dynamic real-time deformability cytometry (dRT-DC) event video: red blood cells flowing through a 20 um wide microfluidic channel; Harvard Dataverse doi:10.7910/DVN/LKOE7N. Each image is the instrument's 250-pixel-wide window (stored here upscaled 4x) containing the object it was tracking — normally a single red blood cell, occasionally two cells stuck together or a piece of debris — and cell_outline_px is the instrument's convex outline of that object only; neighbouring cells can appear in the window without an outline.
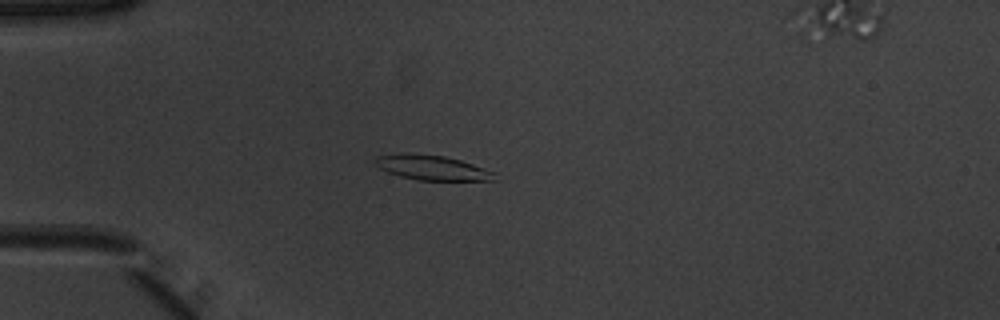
{"species": "common noctule bat (a hibernating species)", "species_latin": "Nyctalus noctula", "temperature_condition": "warm", "stored_images_in_passage": 52, "camera_frame_rate_fps": 3000, "um_per_image_px": 0.085, "animal": {"sex": "male", "body_mass_g": 20.1, "forearm_length_mm": 53.5}, "frame": {"image": 1, "passage_image": 14, "time_ms": 4.333, "image_size_px": [1000, 320], "cell_outline_px": [[496, 180], [416, 180], [400, 176], [388, 172], [372, 164], [372, 160], [376, 156], [400, 152], [444, 156], [460, 160], [496, 172]], "centroid_in_image_um": [36.66, 14.24], "position_along_channel_um": 48.3, "area_um2": 17.46}}
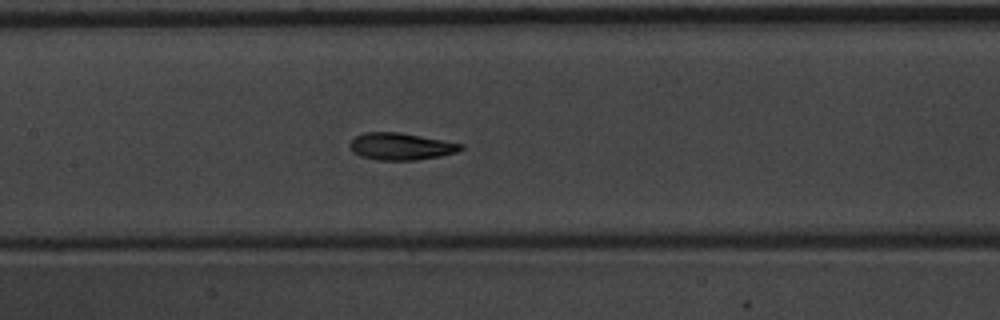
{"frame": {"image": 2, "passage_image": 25, "time_ms": 8.0, "image_size_px": [1000, 320], "cell_outline_px": [[464, 148], [456, 152], [440, 156], [416, 160], [376, 160], [360, 156], [352, 152], [348, 144], [356, 136], [364, 132], [400, 132], [464, 144]], "centroid_in_image_um": [34.05, 12.44], "position_along_channel_um": 173.3, "area_um2": 17.57}}
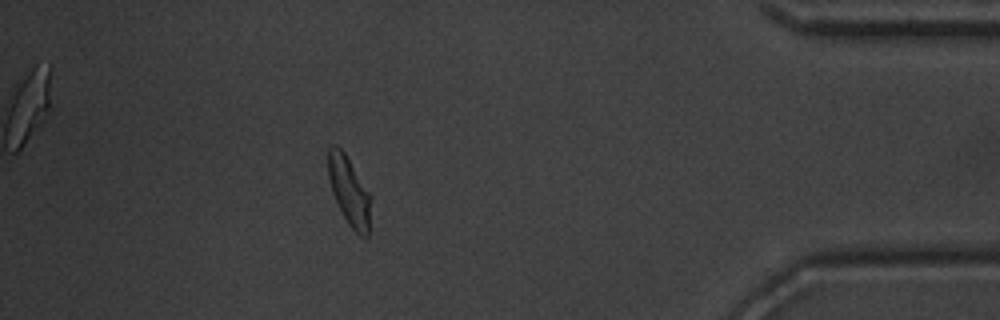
{"frame": {"image": 3, "passage_image": 46, "time_ms": 15.0, "image_size_px": [1000, 320], "cell_outline_px": [[372, 200], [368, 236], [360, 236], [348, 224], [332, 192], [328, 180], [328, 148], [332, 144], [336, 144], [344, 152], [372, 196]], "centroid_in_image_um": [29.69, 16.23], "position_along_channel_um": 405.5, "area_um2": 17.17}, "authors_computed_cell_mechanics": {"area_um2": 17.34, "velocity_mm_per_s": 3.9174, "shape_relaxation_time_tau1_ms": 2.9293, "shape_relaxation_time_tau2_ms": 1.8458, "deformation_change_tau1": 0.1428, "deformation_change_tau2": 0.0721}}